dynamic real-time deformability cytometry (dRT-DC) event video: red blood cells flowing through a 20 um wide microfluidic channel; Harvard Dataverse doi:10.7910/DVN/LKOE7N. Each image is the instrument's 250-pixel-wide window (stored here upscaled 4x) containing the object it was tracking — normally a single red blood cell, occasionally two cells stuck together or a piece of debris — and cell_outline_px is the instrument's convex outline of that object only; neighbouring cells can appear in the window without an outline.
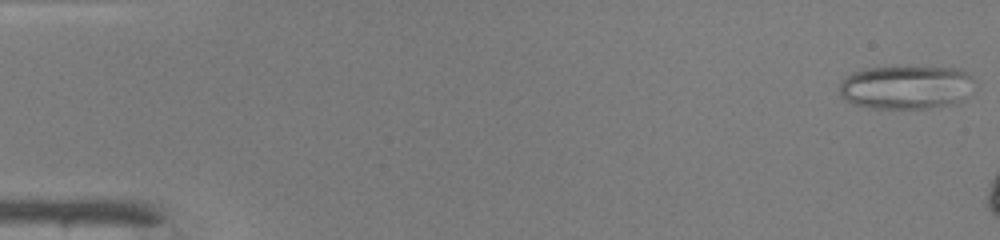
{"species": "common noctule bat (a hibernating species)", "species_latin": "Nyctalus noctula", "temperature_condition": "warm", "stored_images_in_passage": 10, "camera_frame_rate_fps": 3000, "um_per_image_px": 0.085, "animal": {"sex": "male", "body_mass_g": 19.0, "forearm_length_mm": 50.8}, "frame": {"image": 1, "passage_image": 1, "time_ms": 0.0, "image_size_px": [1000, 240], "cell_outline_px": [[972, 96], [956, 104], [928, 108], [872, 108], [852, 104], [844, 100], [840, 96], [840, 80], [852, 72], [864, 68], [892, 64], [960, 68], [972, 76]], "centroid_in_image_um": [77.03, 7.37], "position_along_channel_um": 8.0, "area_um2": 36.07}}